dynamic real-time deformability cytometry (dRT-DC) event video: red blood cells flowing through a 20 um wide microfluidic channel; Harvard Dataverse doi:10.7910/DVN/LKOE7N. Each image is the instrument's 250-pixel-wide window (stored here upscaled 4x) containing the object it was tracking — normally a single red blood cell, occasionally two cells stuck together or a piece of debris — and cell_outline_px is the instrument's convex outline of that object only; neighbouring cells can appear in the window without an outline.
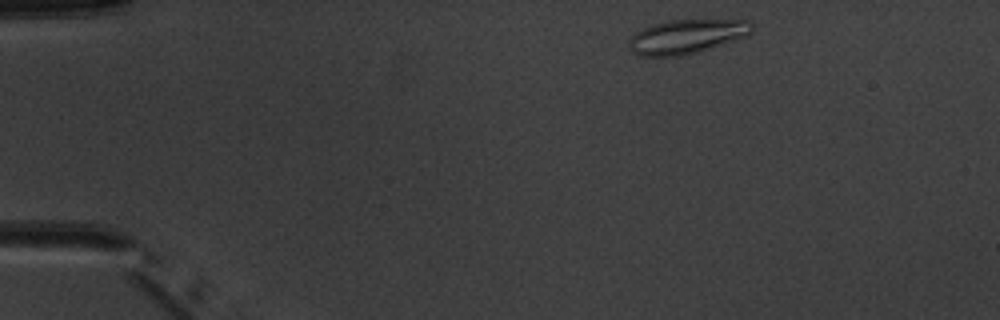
{"species": "common noctule bat (a hibernating species)", "species_latin": "Nyctalus noctula", "temperature_condition": "warm", "stored_images_in_passage": 3, "camera_frame_rate_fps": 3000, "um_per_image_px": 0.085, "animal": {"sex": "male", "body_mass_g": 20.1, "forearm_length_mm": 53.5}, "frame": {"image": 1, "passage_image": 1, "time_ms": 0.0, "image_size_px": [1000, 320], "cell_outline_px": [[752, 32], [748, 36], [700, 52], [680, 56], [640, 56], [632, 52], [628, 48], [628, 40], [640, 28], [652, 24], [668, 20], [748, 20], [752, 24]], "centroid_in_image_um": [58.34, 3.11], "position_along_channel_um": 26.7, "area_um2": 24.85}}